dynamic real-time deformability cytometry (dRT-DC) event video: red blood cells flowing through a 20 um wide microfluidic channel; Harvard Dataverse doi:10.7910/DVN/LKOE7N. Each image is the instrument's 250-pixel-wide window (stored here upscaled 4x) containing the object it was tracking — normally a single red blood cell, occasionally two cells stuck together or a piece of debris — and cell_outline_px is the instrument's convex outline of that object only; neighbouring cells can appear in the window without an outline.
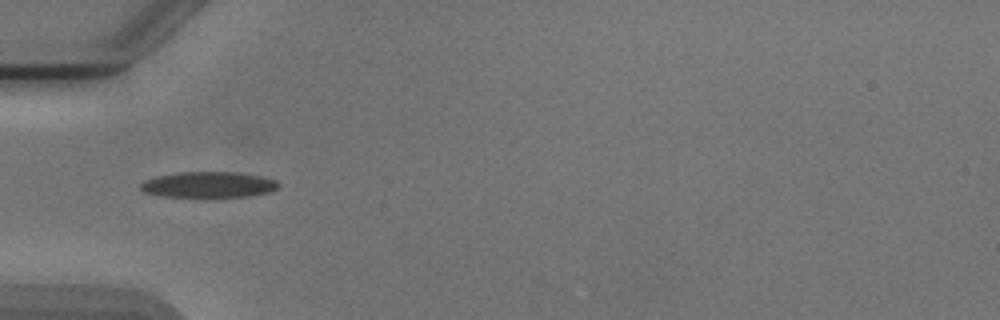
{"species": "Egyptian fruit bat (a non-hibernating species)", "species_latin": "Rousettus aegyptiacus", "temperature_condition": "cold", "stored_images_in_passage": 6, "camera_frame_rate_fps": 3000, "um_per_image_px": 0.085, "animal": {"sex": "male"}, "frame": {"image": 1, "passage_image": 4, "time_ms": 4.333, "image_size_px": [1000, 320], "cell_outline_px": [[280, 184], [276, 188], [268, 192], [248, 196], [160, 196], [144, 192], [140, 188], [140, 184], [144, 180], [156, 176], [184, 172], [236, 172], [260, 176], [276, 180]], "centroid_in_image_um": [17.7, 15.68], "position_along_channel_um": 67.3, "area_um2": 20.4}}
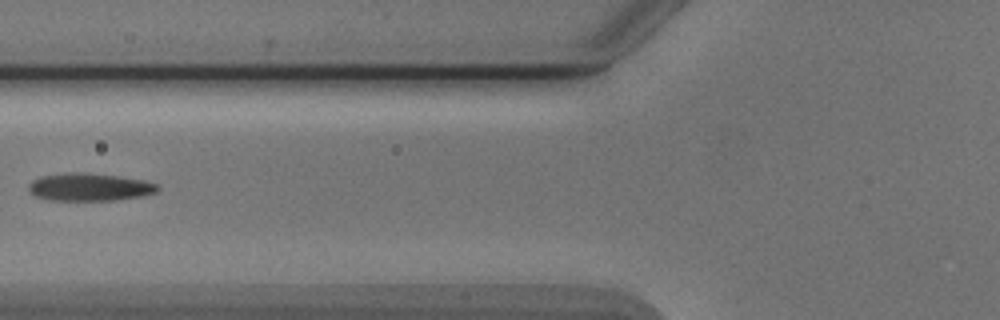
{"frame": {"image": 2, "passage_image": 5, "time_ms": 5.667, "image_size_px": [1000, 320], "cell_outline_px": [[160, 188], [156, 192], [140, 196], [116, 200], [48, 200], [32, 196], [28, 192], [28, 184], [32, 180], [40, 176], [68, 172], [76, 172], [116, 176], [144, 180], [156, 184]], "centroid_in_image_um": [7.53, 15.9], "position_along_channel_um": 118.3, "area_um2": 20.87}}
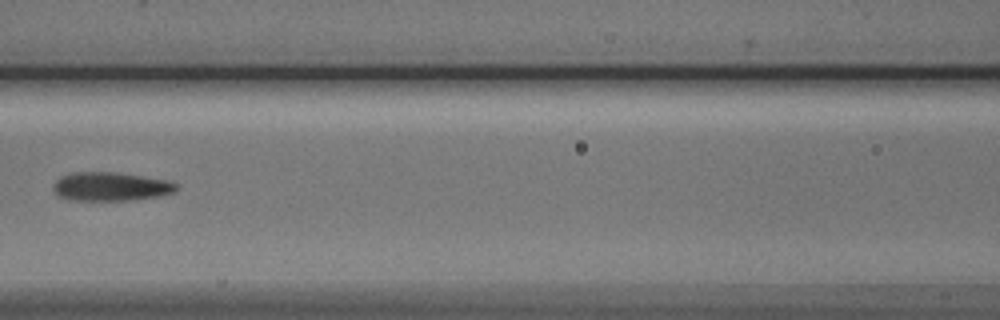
{"frame": {"image": 3, "passage_image": 6, "time_ms": 6.667, "image_size_px": [1000, 320], "cell_outline_px": [[176, 192], [136, 200], [68, 200], [60, 196], [52, 188], [52, 184], [60, 176], [68, 172], [116, 172], [168, 180], [176, 184]], "centroid_in_image_um": [9.37, 15.85], "position_along_channel_um": 157.2, "area_um2": 20.69}}